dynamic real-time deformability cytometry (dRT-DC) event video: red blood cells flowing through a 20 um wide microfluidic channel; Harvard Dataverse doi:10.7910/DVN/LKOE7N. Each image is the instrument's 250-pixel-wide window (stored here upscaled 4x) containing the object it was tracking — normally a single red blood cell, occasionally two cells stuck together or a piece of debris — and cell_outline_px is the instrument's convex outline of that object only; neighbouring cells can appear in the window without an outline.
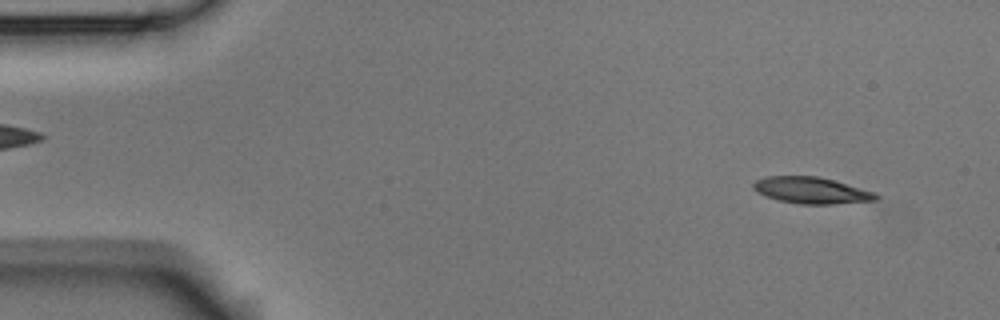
{"species": "Egyptian fruit bat (a non-hibernating species)", "species_latin": "Rousettus aegyptiacus", "temperature_condition": "room temperature", "stored_images_in_passage": 3, "camera_frame_rate_fps": 3000, "um_per_image_px": 0.085, "animal": {"sex": "male"}, "frame": {"image": 1, "passage_image": 1, "time_ms": 0.0, "image_size_px": [1000, 320], "cell_outline_px": [[880, 196], [876, 200], [832, 204], [800, 204], [780, 200], [764, 196], [756, 192], [752, 188], [752, 184], [756, 180], [768, 176], [820, 176], [876, 192]], "centroid_in_image_um": [68.97, 16.17], "position_along_channel_um": 16.0, "area_um2": 19.02}}
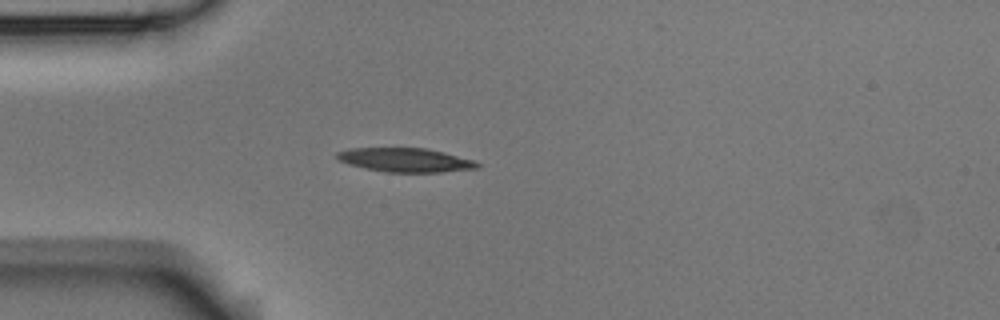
{"frame": {"image": 2, "passage_image": 3, "time_ms": 0.667, "image_size_px": [1000, 320], "cell_outline_px": [[480, 168], [440, 172], [388, 172], [364, 168], [348, 164], [336, 160], [336, 152], [348, 148], [428, 148], [476, 160], [480, 164]], "centroid_in_image_um": [34.46, 13.59], "position_along_channel_um": 50.5, "area_um2": 19.83}}